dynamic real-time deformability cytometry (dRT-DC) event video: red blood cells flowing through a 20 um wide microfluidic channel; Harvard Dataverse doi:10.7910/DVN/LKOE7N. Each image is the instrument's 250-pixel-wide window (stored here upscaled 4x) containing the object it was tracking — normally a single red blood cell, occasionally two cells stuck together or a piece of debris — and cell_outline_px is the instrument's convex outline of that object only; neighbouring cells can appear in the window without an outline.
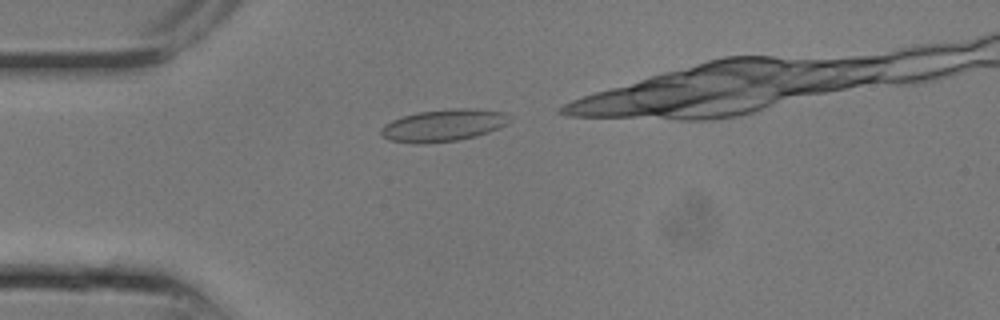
{"species": "common noctule bat (a hibernating species)", "species_latin": "Nyctalus noctula", "temperature_condition": "room temperature", "stored_images_in_passage": 7, "camera_frame_rate_fps": 3000, "um_per_image_px": 0.085, "animal": {"sex": "male", "body_mass_g": 13.3}, "frame": {"image": 1, "passage_image": 1, "time_ms": 0.0, "image_size_px": [1000, 320], "cell_outline_px": [[512, 120], [508, 124], [488, 132], [476, 136], [460, 140], [424, 144], [416, 144], [388, 140], [380, 136], [380, 128], [384, 124], [392, 120], [404, 116], [420, 112], [456, 108], [476, 108], [504, 112], [512, 116]], "centroid_in_image_um": [37.71, 10.66], "position_along_channel_um": 47.3, "area_um2": 24.39}}
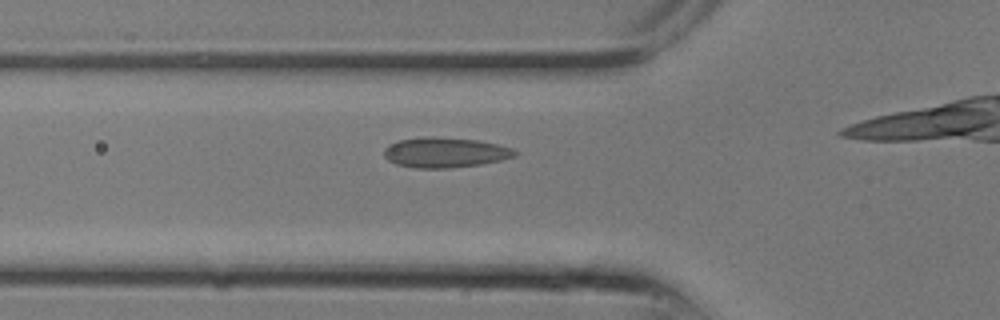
{"frame": {"image": 2, "passage_image": 3, "time_ms": 0.667, "image_size_px": [1000, 320], "cell_outline_px": [[520, 152], [516, 156], [500, 160], [480, 164], [448, 168], [416, 168], [396, 164], [388, 160], [384, 156], [384, 148], [388, 144], [400, 140], [424, 136], [432, 136], [476, 140], [496, 144], [512, 148]], "centroid_in_image_um": [37.81, 12.95], "position_along_channel_um": 88.0, "area_um2": 23.0}}
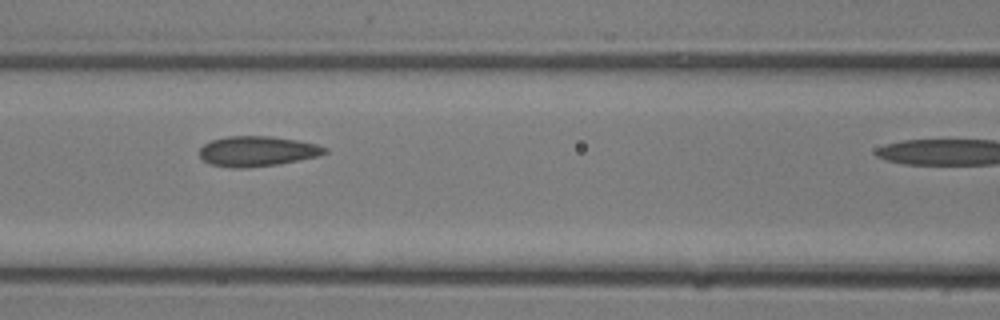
{"frame": {"image": 3, "passage_image": 5, "time_ms": 1.333, "image_size_px": [1000, 320], "cell_outline_px": [[328, 152], [320, 156], [280, 164], [248, 168], [232, 168], [208, 164], [200, 156], [200, 148], [204, 144], [212, 140], [228, 136], [268, 136], [296, 140], [316, 144], [328, 148]], "centroid_in_image_um": [21.88, 12.87], "position_along_channel_um": 144.7, "area_um2": 22.2}}